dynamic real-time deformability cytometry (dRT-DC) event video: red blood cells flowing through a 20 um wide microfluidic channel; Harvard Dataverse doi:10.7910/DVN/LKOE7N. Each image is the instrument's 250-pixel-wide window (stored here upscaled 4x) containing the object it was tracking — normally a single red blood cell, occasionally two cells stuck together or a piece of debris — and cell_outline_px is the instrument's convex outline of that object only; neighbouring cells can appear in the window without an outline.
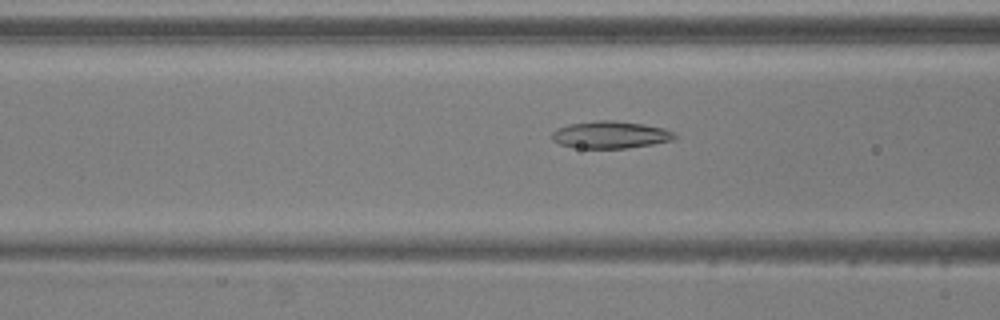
{"species": "common noctule bat (a hibernating species)", "species_latin": "Nyctalus noctula", "temperature_condition": "warm", "stored_images_in_passage": 33, "camera_frame_rate_fps": 3000, "um_per_image_px": 0.085, "animal": {"sex": "male", "body_mass_g": 20.5, "forearm_length_mm": 52.5}, "frame": {"image": 1, "passage_image": 12, "time_ms": 3.667, "image_size_px": [1000, 320], "cell_outline_px": [[676, 136], [672, 140], [652, 144], [628, 148], [580, 148], [560, 144], [552, 140], [552, 132], [556, 128], [568, 124], [596, 120], [612, 120], [644, 124], [664, 128], [676, 132]], "centroid_in_image_um": [51.88, 11.44], "position_along_channel_um": 114.7, "area_um2": 19.54}}
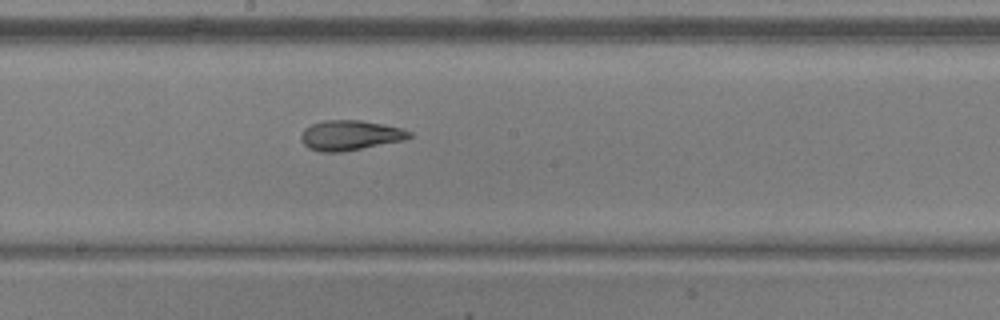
{"frame": {"image": 2, "passage_image": 20, "time_ms": 6.333, "image_size_px": [1000, 320], "cell_outline_px": [[412, 136], [404, 140], [340, 152], [320, 152], [308, 148], [300, 140], [300, 136], [304, 128], [312, 124], [324, 120], [360, 120], [384, 124], [400, 128], [412, 132]], "centroid_in_image_um": [29.73, 11.49], "position_along_channel_um": 218.5, "area_um2": 18.9}}
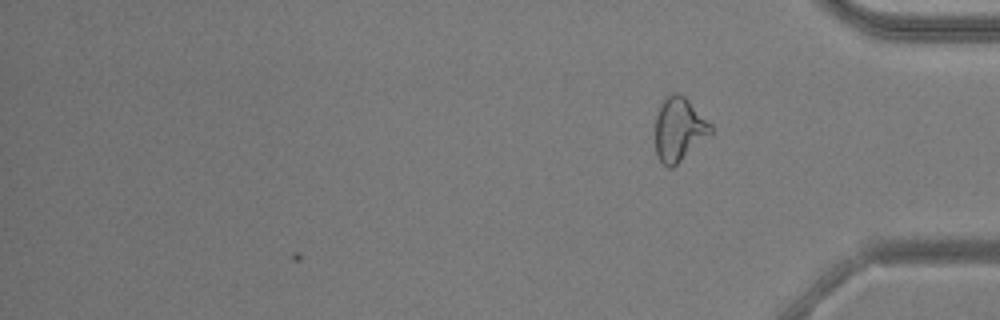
{"frame": {"image": 3, "passage_image": 33, "time_ms": 10.667, "image_size_px": [1000, 320], "cell_outline_px": [[712, 132], [672, 168], [668, 168], [656, 156], [656, 116], [660, 104], [672, 92], [676, 92], [684, 96], [712, 124]], "centroid_in_image_um": [57.7, 10.98], "position_along_channel_um": 377.5, "area_um2": 20.23}, "authors_computed_cell_mechanics": {"area_um2": 18.9006, "velocity_mm_per_s": 3.8701, "shape_relaxation_time_tau1_ms": 6.9279, "shape_relaxation_time_tau2_ms": 2.2253, "deformation_change_tau1": 0.1715, "deformation_change_tau2": 0.1045}}